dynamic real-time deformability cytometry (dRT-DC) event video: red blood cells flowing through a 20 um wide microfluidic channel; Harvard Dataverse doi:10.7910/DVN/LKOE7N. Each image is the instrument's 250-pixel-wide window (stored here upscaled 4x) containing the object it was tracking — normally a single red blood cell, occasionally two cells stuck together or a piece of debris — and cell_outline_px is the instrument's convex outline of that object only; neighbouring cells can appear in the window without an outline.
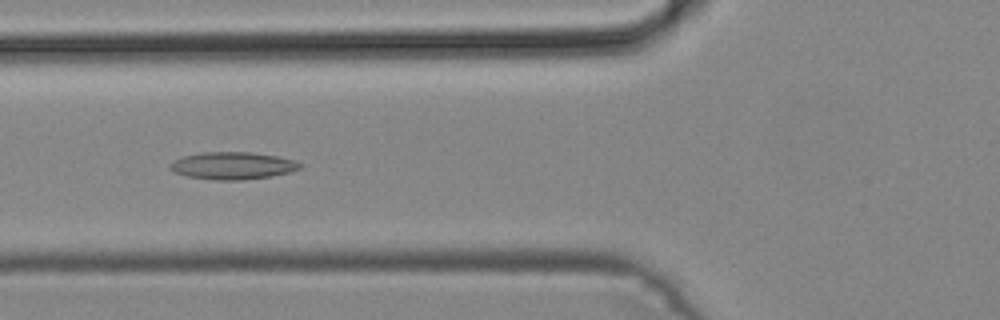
{"species": "common noctule bat (a hibernating species)", "species_latin": "Nyctalus noctula", "temperature_condition": "cold", "stored_images_in_passage": 48, "camera_frame_rate_fps": 3000, "um_per_image_px": 0.085, "animal": {"sex": "male", "body_mass_g": 19.2, "forearm_length_mm": 51.8}, "frame": {"image": 1, "passage_image": 18, "time_ms": 5.667, "image_size_px": [1000, 320], "cell_outline_px": [[304, 164], [300, 168], [288, 172], [272, 176], [240, 180], [216, 180], [188, 176], [176, 172], [168, 168], [176, 160], [184, 156], [204, 152], [248, 152], [276, 156], [296, 160]], "centroid_in_image_um": [19.83, 14.08], "position_along_channel_um": 106.0, "area_um2": 20.4}}
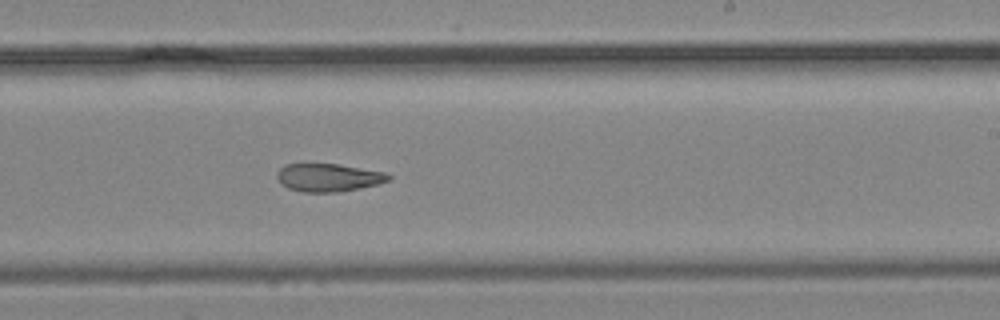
{"frame": {"image": 2, "passage_image": 29, "time_ms": 9.333, "image_size_px": [1000, 320], "cell_outline_px": [[392, 176], [388, 180], [376, 184], [336, 192], [304, 192], [288, 188], [276, 176], [276, 172], [284, 164], [304, 160], [336, 164], [388, 172]], "centroid_in_image_um": [27.84, 15.02], "position_along_channel_um": 261.2, "area_um2": 18.67}}
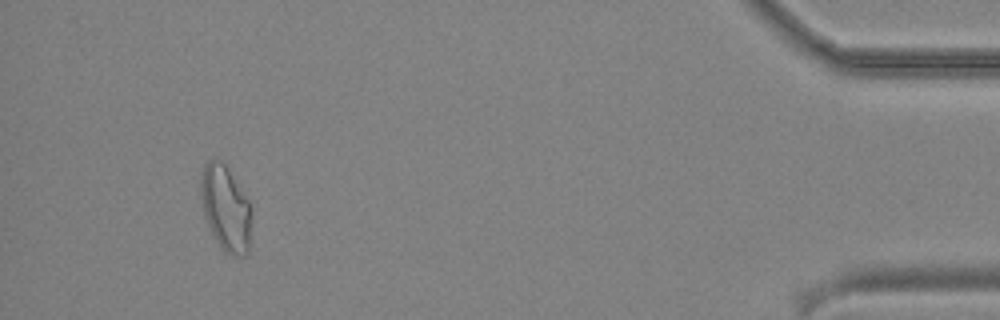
{"frame": {"image": 3, "passage_image": 45, "time_ms": 14.667, "image_size_px": [1000, 320], "cell_outline_px": [[252, 216], [248, 252], [244, 256], [232, 256], [224, 252], [216, 240], [204, 216], [200, 192], [200, 172], [204, 164], [208, 160], [220, 160], [228, 168], [248, 200], [252, 208]], "centroid_in_image_um": [19.18, 17.71], "position_along_channel_um": 416.0, "area_um2": 25.49}}